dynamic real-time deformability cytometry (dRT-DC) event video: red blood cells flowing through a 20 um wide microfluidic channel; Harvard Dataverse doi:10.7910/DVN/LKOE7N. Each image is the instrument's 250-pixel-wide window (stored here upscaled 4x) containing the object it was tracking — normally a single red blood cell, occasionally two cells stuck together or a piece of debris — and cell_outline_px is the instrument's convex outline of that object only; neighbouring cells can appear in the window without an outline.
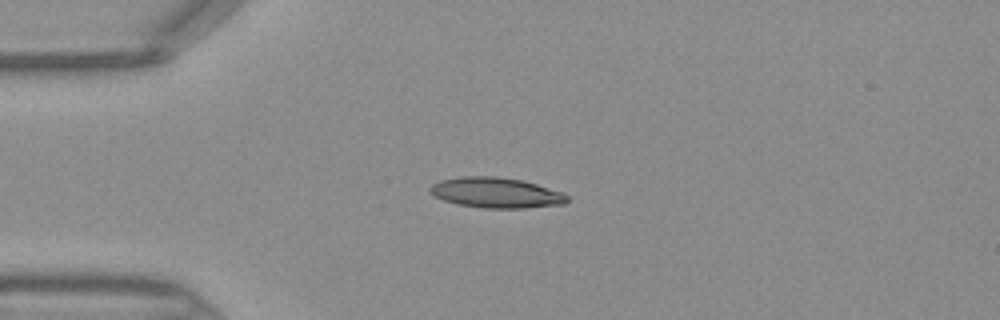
{"species": "Egyptian fruit bat (a non-hibernating species)", "species_latin": "Rousettus aegyptiacus", "temperature_condition": "warm", "stored_images_in_passage": 35, "camera_frame_rate_fps": 3000, "um_per_image_px": 0.085, "frame": {"image": 1, "passage_image": 1, "time_ms": 0.0, "image_size_px": [1000, 320], "cell_outline_px": [[568, 200], [564, 204], [524, 208], [484, 208], [460, 204], [444, 200], [428, 192], [428, 188], [432, 184], [440, 180], [460, 176], [496, 176], [524, 180], [564, 192], [568, 196]], "centroid_in_image_um": [42.18, 16.37], "position_along_channel_um": 42.8, "area_um2": 24.45}}
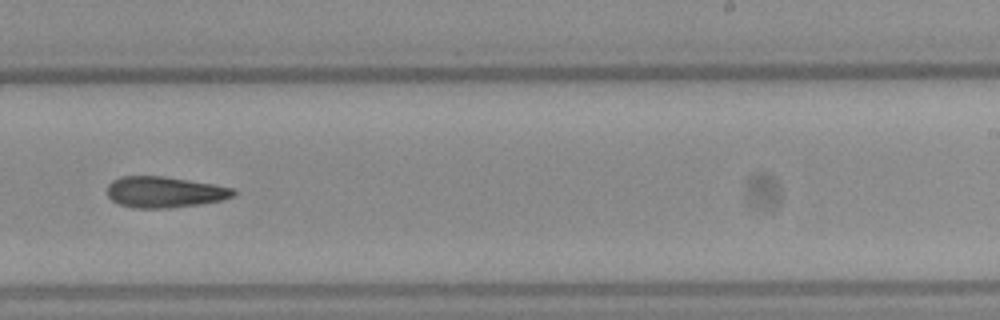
{"frame": {"image": 2, "passage_image": 18, "time_ms": 5.667, "image_size_px": [1000, 320], "cell_outline_px": [[236, 196], [224, 200], [168, 208], [136, 208], [116, 204], [108, 196], [108, 184], [112, 180], [120, 176], [164, 176], [212, 184], [232, 188], [236, 192]], "centroid_in_image_um": [13.96, 16.32], "position_along_channel_um": 275.0, "area_um2": 22.83}}
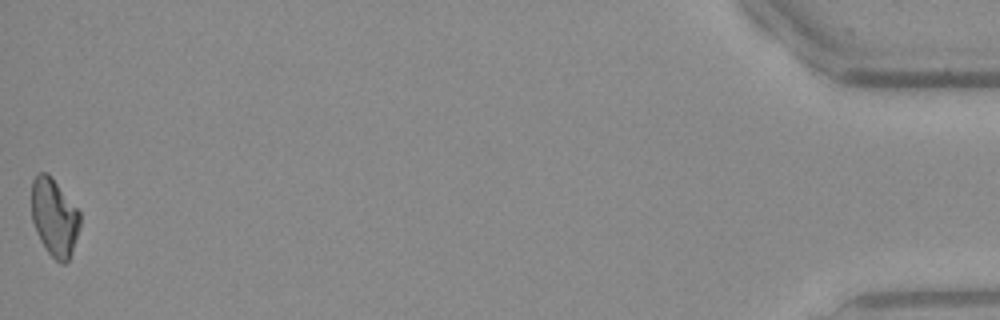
{"frame": {"image": 3, "passage_image": 35, "time_ms": 11.333, "image_size_px": [1000, 320], "cell_outline_px": [[80, 228], [68, 260], [64, 264], [60, 264], [44, 248], [36, 232], [32, 220], [32, 180], [40, 172], [48, 172], [80, 212]], "centroid_in_image_um": [4.61, 18.48], "position_along_channel_um": 430.6, "area_um2": 21.85}}